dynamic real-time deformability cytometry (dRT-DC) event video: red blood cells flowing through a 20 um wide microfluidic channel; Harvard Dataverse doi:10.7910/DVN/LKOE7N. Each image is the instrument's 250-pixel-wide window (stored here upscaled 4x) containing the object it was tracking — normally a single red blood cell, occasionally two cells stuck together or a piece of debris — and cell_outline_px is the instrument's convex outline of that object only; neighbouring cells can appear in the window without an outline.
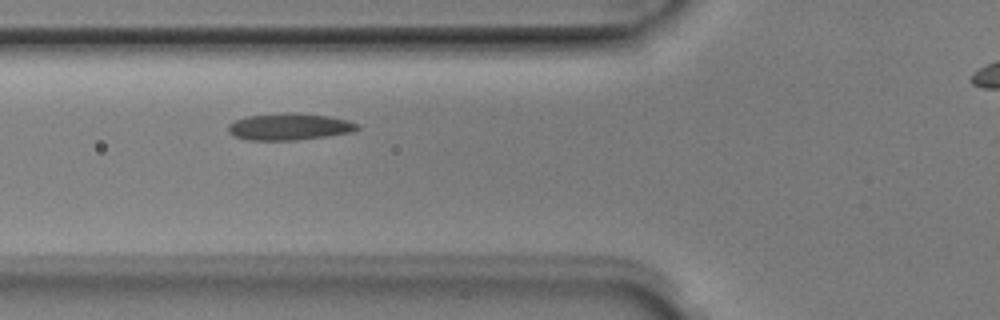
{"species": "Egyptian fruit bat (a non-hibernating species)", "species_latin": "Rousettus aegyptiacus", "temperature_condition": "room temperature", "stored_images_in_passage": 4, "camera_frame_rate_fps": 3000, "um_per_image_px": 0.085, "animal": {"sex": "male"}, "frame": {"image": 1, "passage_image": 2, "time_ms": 0.333, "image_size_px": [1000, 320], "cell_outline_px": [[360, 128], [352, 132], [296, 140], [244, 140], [232, 136], [228, 132], [228, 124], [236, 120], [248, 116], [288, 112], [292, 112], [328, 116], [348, 120], [360, 124]], "centroid_in_image_um": [24.57, 10.77], "position_along_channel_um": 101.2, "area_um2": 20.23}}
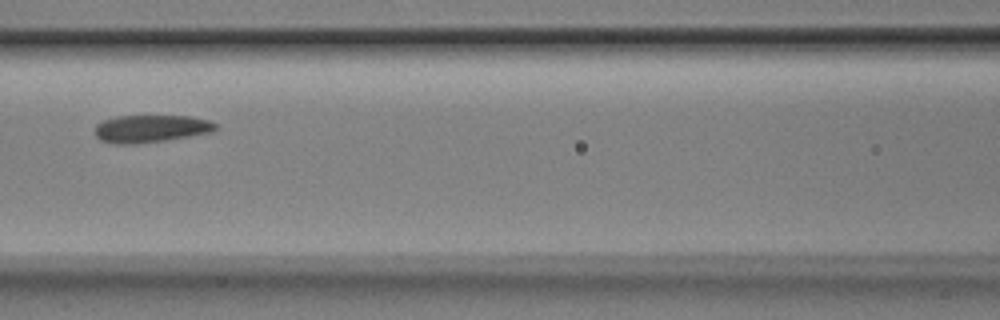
{"frame": {"image": 2, "passage_image": 3, "time_ms": 0.667, "image_size_px": [1000, 320], "cell_outline_px": [[216, 128], [212, 132], [168, 140], [136, 144], [112, 144], [100, 140], [92, 132], [96, 124], [104, 120], [116, 116], [188, 116], [208, 120], [216, 124]], "centroid_in_image_um": [12.75, 10.95], "position_along_channel_um": 153.8, "area_um2": 19.54}}
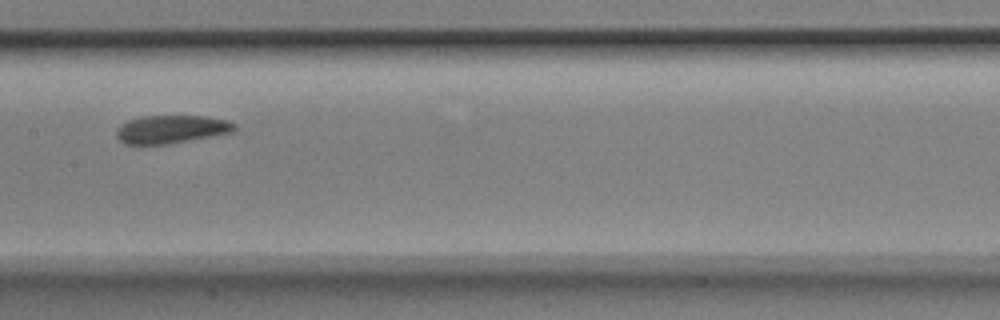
{"frame": {"image": 3, "passage_image": 4, "time_ms": 1.0, "image_size_px": [1000, 320], "cell_outline_px": [[236, 132], [168, 144], [124, 144], [116, 136], [116, 132], [120, 124], [128, 120], [140, 116], [208, 116], [228, 120], [236, 124]], "centroid_in_image_um": [14.6, 10.98], "position_along_channel_um": 192.8, "area_um2": 19.59}}